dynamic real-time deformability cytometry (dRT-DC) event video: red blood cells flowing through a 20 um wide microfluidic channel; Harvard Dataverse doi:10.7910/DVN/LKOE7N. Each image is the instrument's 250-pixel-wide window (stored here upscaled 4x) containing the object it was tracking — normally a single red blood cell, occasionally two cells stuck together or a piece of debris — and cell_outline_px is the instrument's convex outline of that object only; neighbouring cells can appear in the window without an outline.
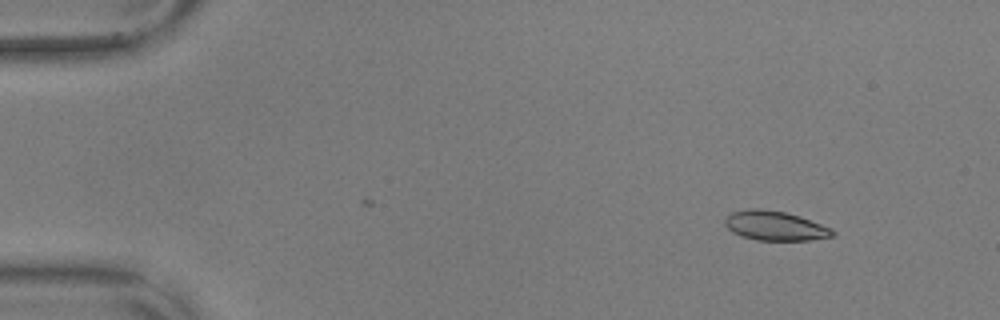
{"species": "common noctule bat (a hibernating species)", "species_latin": "Nyctalus noctula", "temperature_condition": "warm", "stored_images_in_passage": 52, "camera_frame_rate_fps": 3000, "um_per_image_px": 0.085, "animal": {"sex": "male", "body_mass_g": 17.9, "forearm_length_mm": 54.2}, "frame": {"image": 1, "passage_image": 2, "time_ms": 0.333, "image_size_px": [1000, 320], "cell_outline_px": [[836, 236], [812, 240], [756, 240], [740, 236], [732, 232], [724, 224], [724, 220], [732, 212], [752, 208], [760, 208], [784, 212], [800, 216], [832, 228], [836, 232]], "centroid_in_image_um": [65.91, 19.2], "position_along_channel_um": 19.1, "area_um2": 18.61}}
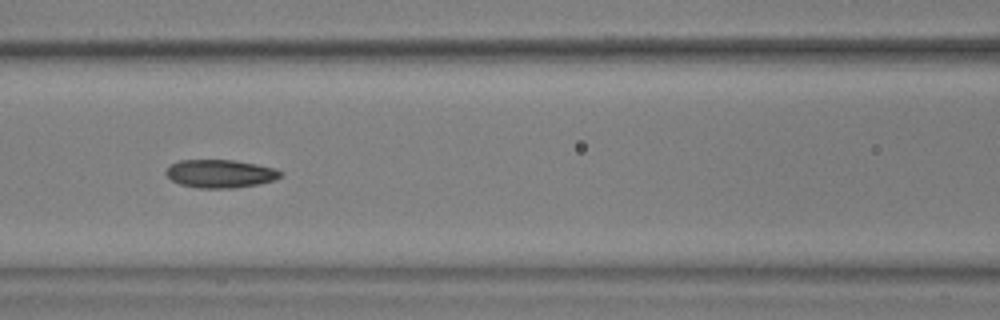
{"frame": {"image": 2, "passage_image": 21, "time_ms": 6.667, "image_size_px": [1000, 320], "cell_outline_px": [[284, 176], [272, 180], [256, 184], [232, 188], [200, 188], [180, 184], [172, 180], [164, 172], [172, 164], [180, 160], [232, 160], [256, 164], [276, 168], [284, 172]], "centroid_in_image_um": [18.75, 14.76], "position_along_channel_um": 147.8, "area_um2": 18.67}}
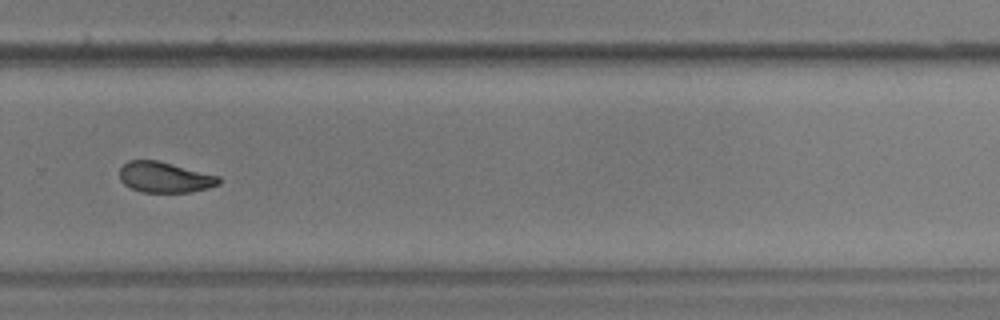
{"frame": {"image": 3, "passage_image": 35, "time_ms": 11.333, "image_size_px": [1000, 320], "cell_outline_px": [[220, 184], [208, 188], [192, 192], [144, 192], [132, 188], [124, 184], [120, 180], [120, 168], [128, 160], [160, 160], [220, 176]], "centroid_in_image_um": [14.02, 15.05], "position_along_channel_um": 315.8, "area_um2": 17.86}, "authors_computed_cell_mechanics": {"area_um2": 18.7561, "velocity_mm_per_s": 3.6093, "shape_relaxation_time_tau1_ms": 5.1774, "shape_relaxation_time_tau2_ms": 2.4313, "deformation_change_tau1": 0.1616, "deformation_change_tau2": 0.0777}}